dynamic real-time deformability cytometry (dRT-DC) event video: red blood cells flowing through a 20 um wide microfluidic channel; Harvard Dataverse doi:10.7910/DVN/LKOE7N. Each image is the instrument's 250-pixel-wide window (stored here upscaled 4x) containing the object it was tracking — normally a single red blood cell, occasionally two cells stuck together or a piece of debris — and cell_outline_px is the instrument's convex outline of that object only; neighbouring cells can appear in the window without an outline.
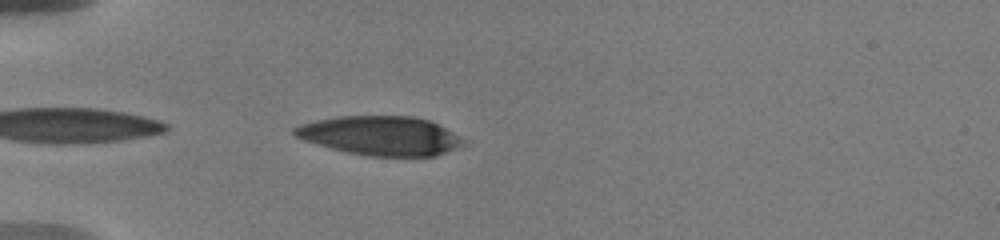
{"species": "human", "species_latin": "Homo sapiens", "temperature_condition": "warm", "stored_images_in_passage": 2, "camera_frame_rate_fps": 3000, "um_per_image_px": 0.085, "donor": {"sex": "male"}, "frame": {"image": 1, "passage_image": 1, "time_ms": 0.0, "image_size_px": [1000, 240], "cell_outline_px": [[464, 144], [436, 156], [372, 156], [348, 152], [332, 148], [304, 140], [296, 136], [292, 132], [292, 128], [300, 124], [316, 120], [340, 116], [412, 116], [428, 120], [452, 132], [464, 140]], "centroid_in_image_um": [32.31, 11.53], "position_along_channel_um": 52.7, "area_um2": 38.03}}